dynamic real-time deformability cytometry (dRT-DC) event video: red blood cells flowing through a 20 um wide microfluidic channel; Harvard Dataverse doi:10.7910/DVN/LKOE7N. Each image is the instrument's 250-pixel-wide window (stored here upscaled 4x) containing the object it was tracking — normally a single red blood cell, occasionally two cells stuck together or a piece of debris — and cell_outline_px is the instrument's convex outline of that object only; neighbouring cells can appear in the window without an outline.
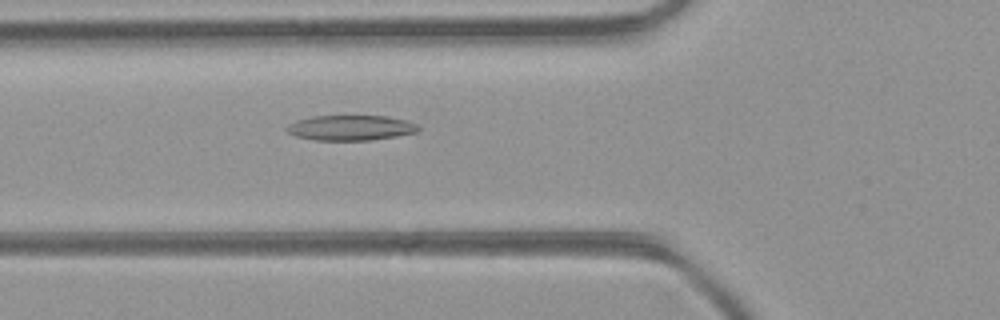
{"species": "common noctule bat (a hibernating species)", "species_latin": "Nyctalus noctula", "temperature_condition": "room temperature", "stored_images_in_passage": 34, "camera_frame_rate_fps": 3000, "um_per_image_px": 0.085, "animal": {"sex": "female", "body_mass_g": 21.9}, "frame": {"image": 1, "passage_image": 5, "time_ms": 1.333, "image_size_px": [1000, 320], "cell_outline_px": [[420, 128], [416, 132], [396, 136], [372, 140], [316, 140], [296, 136], [288, 132], [284, 128], [288, 124], [296, 120], [312, 116], [388, 116], [404, 120], [416, 124]], "centroid_in_image_um": [29.77, 10.86], "position_along_channel_um": 96.0, "area_um2": 19.25}}
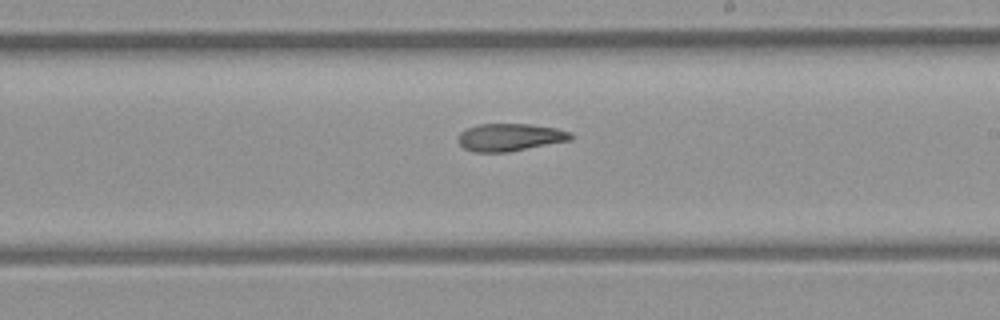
{"frame": {"image": 2, "passage_image": 15, "time_ms": 4.667, "image_size_px": [1000, 320], "cell_outline_px": [[572, 140], [508, 152], [476, 152], [464, 148], [456, 140], [456, 136], [460, 132], [468, 128], [480, 124], [528, 124], [556, 128], [572, 132]], "centroid_in_image_um": [43.33, 11.67], "position_along_channel_um": 245.7, "area_um2": 18.15}}
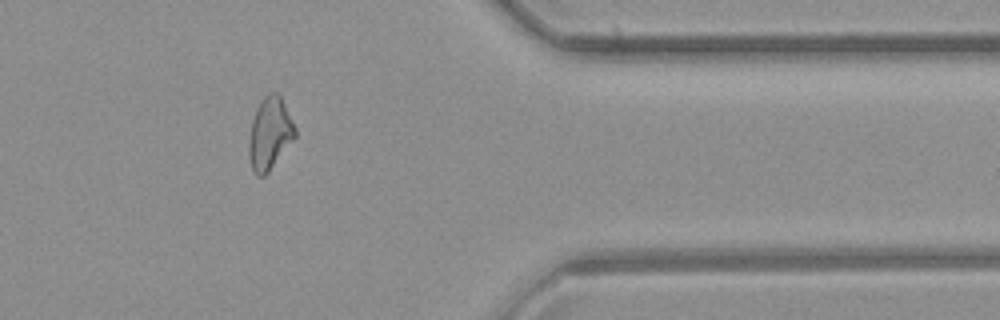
{"frame": {"image": 3, "passage_image": 26, "time_ms": 8.333, "image_size_px": [1000, 320], "cell_outline_px": [[296, 136], [268, 172], [264, 176], [256, 176], [252, 168], [248, 156], [248, 140], [252, 120], [256, 108], [260, 100], [268, 92], [280, 92], [296, 128]], "centroid_in_image_um": [22.92, 11.31], "position_along_channel_um": 388.5, "area_um2": 19.71}, "authors_computed_cell_mechanics": {"area_um2": 18.9006, "velocity_mm_per_s": 4.4772, "shape_relaxation_time_tau1_ms": null, "shape_relaxation_time_tau2_ms": 4.188, "deformation_change_tau1": null, "deformation_change_tau2": 0.1261}}